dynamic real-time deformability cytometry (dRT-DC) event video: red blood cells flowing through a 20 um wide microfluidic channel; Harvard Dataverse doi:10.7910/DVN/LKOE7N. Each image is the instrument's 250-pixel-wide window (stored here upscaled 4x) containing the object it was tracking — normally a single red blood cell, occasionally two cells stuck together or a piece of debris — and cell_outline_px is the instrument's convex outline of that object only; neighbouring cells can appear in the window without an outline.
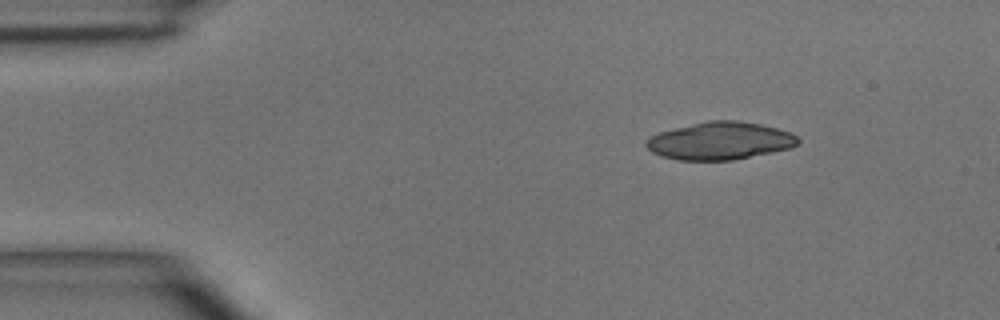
{"species": "common noctule bat (a hibernating species)", "species_latin": "Nyctalus noctula", "temperature_condition": "room temperature", "stored_images_in_passage": 3, "camera_frame_rate_fps": 3000, "um_per_image_px": 0.085, "animal": {"sex": "male", "body_mass_g": 15.6}, "frame": {"image": 1, "passage_image": 1, "time_ms": 0.0, "image_size_px": [1000, 320], "cell_outline_px": [[800, 140], [792, 148], [732, 160], [680, 160], [660, 156], [652, 152], [644, 144], [644, 140], [660, 132], [708, 120], [740, 120], [760, 124], [792, 132]], "centroid_in_image_um": [61.21, 11.97], "position_along_channel_um": 23.8, "area_um2": 33.23}}